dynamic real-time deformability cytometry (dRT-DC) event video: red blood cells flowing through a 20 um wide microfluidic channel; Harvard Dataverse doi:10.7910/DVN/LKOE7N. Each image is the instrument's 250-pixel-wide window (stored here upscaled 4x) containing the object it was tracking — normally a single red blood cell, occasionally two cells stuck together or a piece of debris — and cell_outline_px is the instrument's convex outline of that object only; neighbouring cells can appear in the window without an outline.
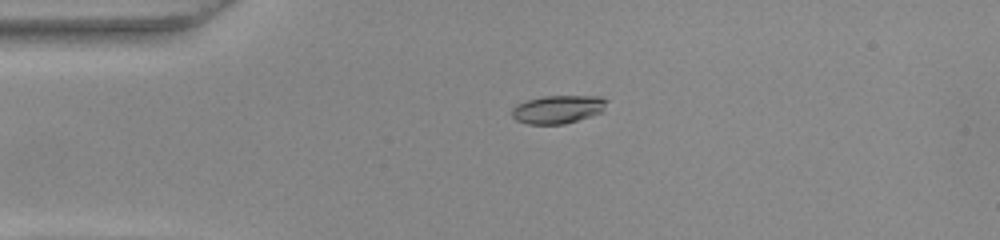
{"species": "common noctule bat (a hibernating species)", "species_latin": "Nyctalus noctula", "temperature_condition": "warm", "stored_images_in_passage": 35, "camera_frame_rate_fps": 3000, "um_per_image_px": 0.085, "animal": {"sex": "female", "body_mass_g": 22.0, "forearm_length_mm": 56.7}, "frame": {"image": 1, "passage_image": 2, "time_ms": 0.333, "image_size_px": [1000, 240], "cell_outline_px": [[608, 100], [600, 112], [592, 116], [564, 124], [528, 124], [516, 120], [512, 116], [512, 108], [516, 104], [524, 100], [544, 96], [600, 96]], "centroid_in_image_um": [47.38, 9.29], "position_along_channel_um": 37.6, "area_um2": 15.61}}
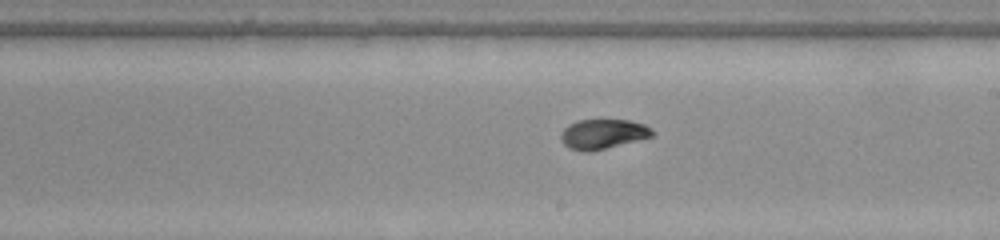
{"frame": {"image": 2, "passage_image": 20, "time_ms": 6.333, "image_size_px": [1000, 240], "cell_outline_px": [[656, 132], [652, 136], [604, 148], [584, 152], [568, 148], [560, 140], [560, 136], [564, 128], [568, 124], [576, 120], [628, 120], [644, 124], [652, 128]], "centroid_in_image_um": [51.22, 11.37], "position_along_channel_um": 237.8, "area_um2": 15.72}}
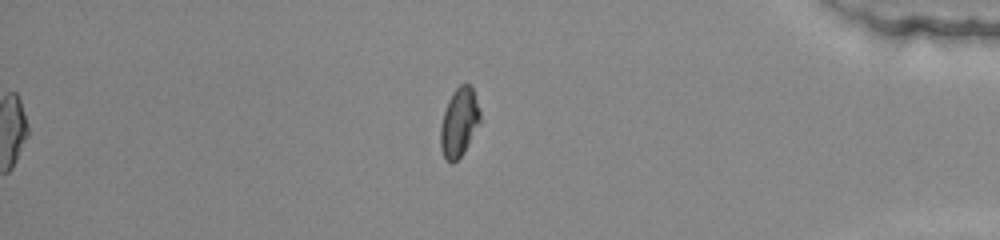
{"frame": {"image": 3, "passage_image": 35, "time_ms": 11.333, "image_size_px": [1000, 240], "cell_outline_px": [[480, 124], [464, 152], [452, 164], [444, 160], [440, 148], [440, 128], [444, 112], [448, 100], [452, 92], [460, 84], [468, 84], [472, 88], [480, 112]], "centroid_in_image_um": [39.01, 10.44], "position_along_channel_um": 396.2, "area_um2": 15.95}, "authors_computed_cell_mechanics": {"area_um2": 16.0684, "velocity_mm_per_s": 3.8474, "shape_relaxation_time_tau1_ms": 7.6916, "shape_relaxation_time_tau2_ms": 1.7793, "deformation_change_tau1": 0.2398, "deformation_change_tau2": 0.0477}}